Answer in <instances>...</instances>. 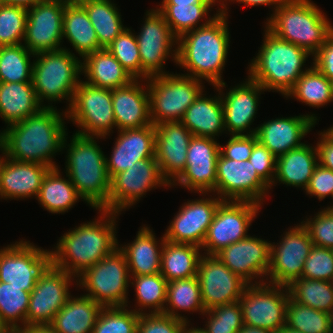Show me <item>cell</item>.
I'll return each instance as SVG.
<instances>
[{
	"mask_svg": "<svg viewBox=\"0 0 333 333\" xmlns=\"http://www.w3.org/2000/svg\"><path fill=\"white\" fill-rule=\"evenodd\" d=\"M61 111L57 106L43 107L38 113L6 126L0 131V152L11 160L59 168L53 159L63 151L68 133L66 110Z\"/></svg>",
	"mask_w": 333,
	"mask_h": 333,
	"instance_id": "1",
	"label": "cell"
},
{
	"mask_svg": "<svg viewBox=\"0 0 333 333\" xmlns=\"http://www.w3.org/2000/svg\"><path fill=\"white\" fill-rule=\"evenodd\" d=\"M98 218L69 229L50 249L51 264L77 277L109 255L119 245L118 213L97 210Z\"/></svg>",
	"mask_w": 333,
	"mask_h": 333,
	"instance_id": "2",
	"label": "cell"
},
{
	"mask_svg": "<svg viewBox=\"0 0 333 333\" xmlns=\"http://www.w3.org/2000/svg\"><path fill=\"white\" fill-rule=\"evenodd\" d=\"M228 15L219 12L207 25L189 31L177 39V65L190 77L212 85L224 83L231 35Z\"/></svg>",
	"mask_w": 333,
	"mask_h": 333,
	"instance_id": "3",
	"label": "cell"
},
{
	"mask_svg": "<svg viewBox=\"0 0 333 333\" xmlns=\"http://www.w3.org/2000/svg\"><path fill=\"white\" fill-rule=\"evenodd\" d=\"M67 136L68 133L62 148L67 150L65 173L75 186L77 194L83 199L82 201L87 202L95 210H106L110 177L107 172L106 155L97 143L99 138L101 140L103 137L73 133L68 143Z\"/></svg>",
	"mask_w": 333,
	"mask_h": 333,
	"instance_id": "4",
	"label": "cell"
},
{
	"mask_svg": "<svg viewBox=\"0 0 333 333\" xmlns=\"http://www.w3.org/2000/svg\"><path fill=\"white\" fill-rule=\"evenodd\" d=\"M264 32L262 45L248 64V77L265 91L278 92L285 97L309 68L304 66L312 55L295 44L279 39L266 28Z\"/></svg>",
	"mask_w": 333,
	"mask_h": 333,
	"instance_id": "5",
	"label": "cell"
},
{
	"mask_svg": "<svg viewBox=\"0 0 333 333\" xmlns=\"http://www.w3.org/2000/svg\"><path fill=\"white\" fill-rule=\"evenodd\" d=\"M269 16L264 28L312 56L333 33V23L311 0H288Z\"/></svg>",
	"mask_w": 333,
	"mask_h": 333,
	"instance_id": "6",
	"label": "cell"
},
{
	"mask_svg": "<svg viewBox=\"0 0 333 333\" xmlns=\"http://www.w3.org/2000/svg\"><path fill=\"white\" fill-rule=\"evenodd\" d=\"M64 47L33 57L32 83L36 96L44 107H53V102L58 103L65 99L68 104L65 109L67 110L81 81V58L76 57L70 48Z\"/></svg>",
	"mask_w": 333,
	"mask_h": 333,
	"instance_id": "7",
	"label": "cell"
},
{
	"mask_svg": "<svg viewBox=\"0 0 333 333\" xmlns=\"http://www.w3.org/2000/svg\"><path fill=\"white\" fill-rule=\"evenodd\" d=\"M130 274L127 259L119 246L76 277V285L102 307L128 306ZM79 285V286H78Z\"/></svg>",
	"mask_w": 333,
	"mask_h": 333,
	"instance_id": "8",
	"label": "cell"
},
{
	"mask_svg": "<svg viewBox=\"0 0 333 333\" xmlns=\"http://www.w3.org/2000/svg\"><path fill=\"white\" fill-rule=\"evenodd\" d=\"M203 82L173 72L149 77L147 88L152 124L180 122L188 107L205 92Z\"/></svg>",
	"mask_w": 333,
	"mask_h": 333,
	"instance_id": "9",
	"label": "cell"
},
{
	"mask_svg": "<svg viewBox=\"0 0 333 333\" xmlns=\"http://www.w3.org/2000/svg\"><path fill=\"white\" fill-rule=\"evenodd\" d=\"M67 120L76 124L75 133L82 136L108 138L116 128L112 90L95 87L81 80L71 106L66 110Z\"/></svg>",
	"mask_w": 333,
	"mask_h": 333,
	"instance_id": "10",
	"label": "cell"
},
{
	"mask_svg": "<svg viewBox=\"0 0 333 333\" xmlns=\"http://www.w3.org/2000/svg\"><path fill=\"white\" fill-rule=\"evenodd\" d=\"M261 207L249 201H222L208 227L201 247L203 253L216 255L227 246L248 237L251 223L259 215Z\"/></svg>",
	"mask_w": 333,
	"mask_h": 333,
	"instance_id": "11",
	"label": "cell"
},
{
	"mask_svg": "<svg viewBox=\"0 0 333 333\" xmlns=\"http://www.w3.org/2000/svg\"><path fill=\"white\" fill-rule=\"evenodd\" d=\"M290 297L287 286L271 283L251 284L238 300L243 323L276 332L285 326L286 306Z\"/></svg>",
	"mask_w": 333,
	"mask_h": 333,
	"instance_id": "12",
	"label": "cell"
},
{
	"mask_svg": "<svg viewBox=\"0 0 333 333\" xmlns=\"http://www.w3.org/2000/svg\"><path fill=\"white\" fill-rule=\"evenodd\" d=\"M168 187L169 183L163 178L157 160L149 158L137 161L134 165L110 179L108 208L110 211L122 214L136 205L148 191L158 187Z\"/></svg>",
	"mask_w": 333,
	"mask_h": 333,
	"instance_id": "13",
	"label": "cell"
},
{
	"mask_svg": "<svg viewBox=\"0 0 333 333\" xmlns=\"http://www.w3.org/2000/svg\"><path fill=\"white\" fill-rule=\"evenodd\" d=\"M298 224L288 228L284 236H280L279 243L271 242L266 283L289 286L295 279L301 278L313 243L305 226L301 222Z\"/></svg>",
	"mask_w": 333,
	"mask_h": 333,
	"instance_id": "14",
	"label": "cell"
},
{
	"mask_svg": "<svg viewBox=\"0 0 333 333\" xmlns=\"http://www.w3.org/2000/svg\"><path fill=\"white\" fill-rule=\"evenodd\" d=\"M145 15L140 32L135 33L141 68L150 77L169 73L165 71V63L170 57L171 61L177 63V38L157 9L147 10Z\"/></svg>",
	"mask_w": 333,
	"mask_h": 333,
	"instance_id": "15",
	"label": "cell"
},
{
	"mask_svg": "<svg viewBox=\"0 0 333 333\" xmlns=\"http://www.w3.org/2000/svg\"><path fill=\"white\" fill-rule=\"evenodd\" d=\"M51 264L48 249L21 239L0 248V282L24 287L31 292L39 276Z\"/></svg>",
	"mask_w": 333,
	"mask_h": 333,
	"instance_id": "16",
	"label": "cell"
},
{
	"mask_svg": "<svg viewBox=\"0 0 333 333\" xmlns=\"http://www.w3.org/2000/svg\"><path fill=\"white\" fill-rule=\"evenodd\" d=\"M271 187L249 160L236 161L221 153L217 160L216 195L223 201H249L263 205Z\"/></svg>",
	"mask_w": 333,
	"mask_h": 333,
	"instance_id": "17",
	"label": "cell"
},
{
	"mask_svg": "<svg viewBox=\"0 0 333 333\" xmlns=\"http://www.w3.org/2000/svg\"><path fill=\"white\" fill-rule=\"evenodd\" d=\"M76 277L50 264L39 276L30 292L26 327L50 325L56 313L66 304Z\"/></svg>",
	"mask_w": 333,
	"mask_h": 333,
	"instance_id": "18",
	"label": "cell"
},
{
	"mask_svg": "<svg viewBox=\"0 0 333 333\" xmlns=\"http://www.w3.org/2000/svg\"><path fill=\"white\" fill-rule=\"evenodd\" d=\"M64 11L65 0H46L28 8L24 47L34 55L64 48Z\"/></svg>",
	"mask_w": 333,
	"mask_h": 333,
	"instance_id": "19",
	"label": "cell"
},
{
	"mask_svg": "<svg viewBox=\"0 0 333 333\" xmlns=\"http://www.w3.org/2000/svg\"><path fill=\"white\" fill-rule=\"evenodd\" d=\"M219 153L220 143L216 139L193 136L186 154V167L170 187L178 185L200 195L215 194Z\"/></svg>",
	"mask_w": 333,
	"mask_h": 333,
	"instance_id": "20",
	"label": "cell"
},
{
	"mask_svg": "<svg viewBox=\"0 0 333 333\" xmlns=\"http://www.w3.org/2000/svg\"><path fill=\"white\" fill-rule=\"evenodd\" d=\"M227 83L217 84L220 97L223 103L224 126L228 135H254L256 129L250 125L253 124L261 98L260 94L265 89L257 82L251 80L248 76L235 87H231L223 92ZM251 128V129H250Z\"/></svg>",
	"mask_w": 333,
	"mask_h": 333,
	"instance_id": "21",
	"label": "cell"
},
{
	"mask_svg": "<svg viewBox=\"0 0 333 333\" xmlns=\"http://www.w3.org/2000/svg\"><path fill=\"white\" fill-rule=\"evenodd\" d=\"M212 195L207 193L210 197L205 198L206 193H202L203 198L184 202L165 230V240L201 248L215 211L223 201L216 194Z\"/></svg>",
	"mask_w": 333,
	"mask_h": 333,
	"instance_id": "22",
	"label": "cell"
},
{
	"mask_svg": "<svg viewBox=\"0 0 333 333\" xmlns=\"http://www.w3.org/2000/svg\"><path fill=\"white\" fill-rule=\"evenodd\" d=\"M197 277L205 310L236 302L248 285L216 255L202 254Z\"/></svg>",
	"mask_w": 333,
	"mask_h": 333,
	"instance_id": "23",
	"label": "cell"
},
{
	"mask_svg": "<svg viewBox=\"0 0 333 333\" xmlns=\"http://www.w3.org/2000/svg\"><path fill=\"white\" fill-rule=\"evenodd\" d=\"M270 251V241L249 234L248 237L222 249L216 256L233 273L251 285L266 282L270 267Z\"/></svg>",
	"mask_w": 333,
	"mask_h": 333,
	"instance_id": "24",
	"label": "cell"
},
{
	"mask_svg": "<svg viewBox=\"0 0 333 333\" xmlns=\"http://www.w3.org/2000/svg\"><path fill=\"white\" fill-rule=\"evenodd\" d=\"M155 159L163 178L171 185L186 167V154L193 134L181 122L155 126Z\"/></svg>",
	"mask_w": 333,
	"mask_h": 333,
	"instance_id": "25",
	"label": "cell"
},
{
	"mask_svg": "<svg viewBox=\"0 0 333 333\" xmlns=\"http://www.w3.org/2000/svg\"><path fill=\"white\" fill-rule=\"evenodd\" d=\"M316 114L277 117L261 123L256 129L257 141L278 158L290 150L305 144L301 142L317 124Z\"/></svg>",
	"mask_w": 333,
	"mask_h": 333,
	"instance_id": "26",
	"label": "cell"
},
{
	"mask_svg": "<svg viewBox=\"0 0 333 333\" xmlns=\"http://www.w3.org/2000/svg\"><path fill=\"white\" fill-rule=\"evenodd\" d=\"M0 156V197L24 200L38 196L42 182L51 167L39 163L20 162Z\"/></svg>",
	"mask_w": 333,
	"mask_h": 333,
	"instance_id": "27",
	"label": "cell"
},
{
	"mask_svg": "<svg viewBox=\"0 0 333 333\" xmlns=\"http://www.w3.org/2000/svg\"><path fill=\"white\" fill-rule=\"evenodd\" d=\"M112 154L106 156L110 179L119 172L131 168L140 160L155 158V126L117 131Z\"/></svg>",
	"mask_w": 333,
	"mask_h": 333,
	"instance_id": "28",
	"label": "cell"
},
{
	"mask_svg": "<svg viewBox=\"0 0 333 333\" xmlns=\"http://www.w3.org/2000/svg\"><path fill=\"white\" fill-rule=\"evenodd\" d=\"M112 104L116 130L139 129L152 124L147 80L135 79L113 89Z\"/></svg>",
	"mask_w": 333,
	"mask_h": 333,
	"instance_id": "29",
	"label": "cell"
},
{
	"mask_svg": "<svg viewBox=\"0 0 333 333\" xmlns=\"http://www.w3.org/2000/svg\"><path fill=\"white\" fill-rule=\"evenodd\" d=\"M133 240L131 243L118 245L127 259L130 277L160 273L164 235L160 238L161 241L157 240L153 230L144 224Z\"/></svg>",
	"mask_w": 333,
	"mask_h": 333,
	"instance_id": "30",
	"label": "cell"
},
{
	"mask_svg": "<svg viewBox=\"0 0 333 333\" xmlns=\"http://www.w3.org/2000/svg\"><path fill=\"white\" fill-rule=\"evenodd\" d=\"M215 88L216 95L207 96L203 92L185 111L181 123L184 124L193 136L209 137L217 140L219 135L226 133L224 126L223 103L219 90Z\"/></svg>",
	"mask_w": 333,
	"mask_h": 333,
	"instance_id": "31",
	"label": "cell"
},
{
	"mask_svg": "<svg viewBox=\"0 0 333 333\" xmlns=\"http://www.w3.org/2000/svg\"><path fill=\"white\" fill-rule=\"evenodd\" d=\"M318 165V152L316 145L304 144L297 149H293L276 158V174L273 184L277 183L301 188H307L310 178Z\"/></svg>",
	"mask_w": 333,
	"mask_h": 333,
	"instance_id": "32",
	"label": "cell"
},
{
	"mask_svg": "<svg viewBox=\"0 0 333 333\" xmlns=\"http://www.w3.org/2000/svg\"><path fill=\"white\" fill-rule=\"evenodd\" d=\"M43 107L32 82H0V118L7 126L38 113Z\"/></svg>",
	"mask_w": 333,
	"mask_h": 333,
	"instance_id": "33",
	"label": "cell"
},
{
	"mask_svg": "<svg viewBox=\"0 0 333 333\" xmlns=\"http://www.w3.org/2000/svg\"><path fill=\"white\" fill-rule=\"evenodd\" d=\"M102 308L89 296L71 294L49 326L56 333H92Z\"/></svg>",
	"mask_w": 333,
	"mask_h": 333,
	"instance_id": "34",
	"label": "cell"
},
{
	"mask_svg": "<svg viewBox=\"0 0 333 333\" xmlns=\"http://www.w3.org/2000/svg\"><path fill=\"white\" fill-rule=\"evenodd\" d=\"M82 73L86 83L110 90L126 86L135 80L106 48L82 59Z\"/></svg>",
	"mask_w": 333,
	"mask_h": 333,
	"instance_id": "35",
	"label": "cell"
},
{
	"mask_svg": "<svg viewBox=\"0 0 333 333\" xmlns=\"http://www.w3.org/2000/svg\"><path fill=\"white\" fill-rule=\"evenodd\" d=\"M62 26L63 39H67L81 59L102 49L88 14L78 1H65Z\"/></svg>",
	"mask_w": 333,
	"mask_h": 333,
	"instance_id": "36",
	"label": "cell"
},
{
	"mask_svg": "<svg viewBox=\"0 0 333 333\" xmlns=\"http://www.w3.org/2000/svg\"><path fill=\"white\" fill-rule=\"evenodd\" d=\"M60 170L54 167L47 172L36 197L40 206L52 214L68 212L79 199L82 200L70 178L67 174L66 178L62 177Z\"/></svg>",
	"mask_w": 333,
	"mask_h": 333,
	"instance_id": "37",
	"label": "cell"
},
{
	"mask_svg": "<svg viewBox=\"0 0 333 333\" xmlns=\"http://www.w3.org/2000/svg\"><path fill=\"white\" fill-rule=\"evenodd\" d=\"M202 254L198 246L165 240L161 253L160 273L167 282L197 276Z\"/></svg>",
	"mask_w": 333,
	"mask_h": 333,
	"instance_id": "38",
	"label": "cell"
},
{
	"mask_svg": "<svg viewBox=\"0 0 333 333\" xmlns=\"http://www.w3.org/2000/svg\"><path fill=\"white\" fill-rule=\"evenodd\" d=\"M213 6L212 3L190 5L159 4L156 9L163 15L164 20L169 24L172 34L178 39L183 34L207 25L214 19L220 11L217 9L216 14L214 12L213 16L210 15ZM203 20L204 22H202Z\"/></svg>",
	"mask_w": 333,
	"mask_h": 333,
	"instance_id": "39",
	"label": "cell"
},
{
	"mask_svg": "<svg viewBox=\"0 0 333 333\" xmlns=\"http://www.w3.org/2000/svg\"><path fill=\"white\" fill-rule=\"evenodd\" d=\"M95 29L99 45L107 48L126 28L114 0H79Z\"/></svg>",
	"mask_w": 333,
	"mask_h": 333,
	"instance_id": "40",
	"label": "cell"
},
{
	"mask_svg": "<svg viewBox=\"0 0 333 333\" xmlns=\"http://www.w3.org/2000/svg\"><path fill=\"white\" fill-rule=\"evenodd\" d=\"M184 312H199L200 315L206 311L201 298L200 284L197 276L187 279H176L168 282L167 298L163 314L190 322ZM180 311V313L178 312Z\"/></svg>",
	"mask_w": 333,
	"mask_h": 333,
	"instance_id": "41",
	"label": "cell"
},
{
	"mask_svg": "<svg viewBox=\"0 0 333 333\" xmlns=\"http://www.w3.org/2000/svg\"><path fill=\"white\" fill-rule=\"evenodd\" d=\"M285 98H295L310 107H324L333 102L332 81L311 62L309 68L297 80Z\"/></svg>",
	"mask_w": 333,
	"mask_h": 333,
	"instance_id": "42",
	"label": "cell"
},
{
	"mask_svg": "<svg viewBox=\"0 0 333 333\" xmlns=\"http://www.w3.org/2000/svg\"><path fill=\"white\" fill-rule=\"evenodd\" d=\"M167 285L168 282L161 273L131 276L130 286H133L135 300H137L134 305L135 309L132 310L138 314L163 313L166 305Z\"/></svg>",
	"mask_w": 333,
	"mask_h": 333,
	"instance_id": "43",
	"label": "cell"
},
{
	"mask_svg": "<svg viewBox=\"0 0 333 333\" xmlns=\"http://www.w3.org/2000/svg\"><path fill=\"white\" fill-rule=\"evenodd\" d=\"M287 287L295 302L327 313L332 311L333 282L301 277Z\"/></svg>",
	"mask_w": 333,
	"mask_h": 333,
	"instance_id": "44",
	"label": "cell"
},
{
	"mask_svg": "<svg viewBox=\"0 0 333 333\" xmlns=\"http://www.w3.org/2000/svg\"><path fill=\"white\" fill-rule=\"evenodd\" d=\"M29 298L24 287L0 282V319L10 330L26 328Z\"/></svg>",
	"mask_w": 333,
	"mask_h": 333,
	"instance_id": "45",
	"label": "cell"
},
{
	"mask_svg": "<svg viewBox=\"0 0 333 333\" xmlns=\"http://www.w3.org/2000/svg\"><path fill=\"white\" fill-rule=\"evenodd\" d=\"M34 56L23 44L0 47V82H32Z\"/></svg>",
	"mask_w": 333,
	"mask_h": 333,
	"instance_id": "46",
	"label": "cell"
},
{
	"mask_svg": "<svg viewBox=\"0 0 333 333\" xmlns=\"http://www.w3.org/2000/svg\"><path fill=\"white\" fill-rule=\"evenodd\" d=\"M285 325L303 333H330V314L299 304L289 297Z\"/></svg>",
	"mask_w": 333,
	"mask_h": 333,
	"instance_id": "47",
	"label": "cell"
},
{
	"mask_svg": "<svg viewBox=\"0 0 333 333\" xmlns=\"http://www.w3.org/2000/svg\"><path fill=\"white\" fill-rule=\"evenodd\" d=\"M106 49L134 79L147 80L150 77L141 68L136 34L131 27H126Z\"/></svg>",
	"mask_w": 333,
	"mask_h": 333,
	"instance_id": "48",
	"label": "cell"
},
{
	"mask_svg": "<svg viewBox=\"0 0 333 333\" xmlns=\"http://www.w3.org/2000/svg\"><path fill=\"white\" fill-rule=\"evenodd\" d=\"M139 315L125 307H103L92 333H136Z\"/></svg>",
	"mask_w": 333,
	"mask_h": 333,
	"instance_id": "49",
	"label": "cell"
},
{
	"mask_svg": "<svg viewBox=\"0 0 333 333\" xmlns=\"http://www.w3.org/2000/svg\"><path fill=\"white\" fill-rule=\"evenodd\" d=\"M207 317L206 333H238L243 327V315L239 302L215 306L203 313Z\"/></svg>",
	"mask_w": 333,
	"mask_h": 333,
	"instance_id": "50",
	"label": "cell"
},
{
	"mask_svg": "<svg viewBox=\"0 0 333 333\" xmlns=\"http://www.w3.org/2000/svg\"><path fill=\"white\" fill-rule=\"evenodd\" d=\"M27 9L0 3V47L23 44Z\"/></svg>",
	"mask_w": 333,
	"mask_h": 333,
	"instance_id": "51",
	"label": "cell"
},
{
	"mask_svg": "<svg viewBox=\"0 0 333 333\" xmlns=\"http://www.w3.org/2000/svg\"><path fill=\"white\" fill-rule=\"evenodd\" d=\"M314 214L299 222L309 232L313 245L333 249V209L324 207Z\"/></svg>",
	"mask_w": 333,
	"mask_h": 333,
	"instance_id": "52",
	"label": "cell"
},
{
	"mask_svg": "<svg viewBox=\"0 0 333 333\" xmlns=\"http://www.w3.org/2000/svg\"><path fill=\"white\" fill-rule=\"evenodd\" d=\"M301 277L333 282V251L332 249L313 245L304 262Z\"/></svg>",
	"mask_w": 333,
	"mask_h": 333,
	"instance_id": "53",
	"label": "cell"
},
{
	"mask_svg": "<svg viewBox=\"0 0 333 333\" xmlns=\"http://www.w3.org/2000/svg\"><path fill=\"white\" fill-rule=\"evenodd\" d=\"M186 323L163 313L140 314L136 333H182Z\"/></svg>",
	"mask_w": 333,
	"mask_h": 333,
	"instance_id": "54",
	"label": "cell"
},
{
	"mask_svg": "<svg viewBox=\"0 0 333 333\" xmlns=\"http://www.w3.org/2000/svg\"><path fill=\"white\" fill-rule=\"evenodd\" d=\"M249 161L257 174L271 186L276 174V157L273 153L257 142L253 147Z\"/></svg>",
	"mask_w": 333,
	"mask_h": 333,
	"instance_id": "55",
	"label": "cell"
},
{
	"mask_svg": "<svg viewBox=\"0 0 333 333\" xmlns=\"http://www.w3.org/2000/svg\"><path fill=\"white\" fill-rule=\"evenodd\" d=\"M256 135H230L225 145L220 144V153L227 159L236 161L249 160L254 145L257 143Z\"/></svg>",
	"mask_w": 333,
	"mask_h": 333,
	"instance_id": "56",
	"label": "cell"
},
{
	"mask_svg": "<svg viewBox=\"0 0 333 333\" xmlns=\"http://www.w3.org/2000/svg\"><path fill=\"white\" fill-rule=\"evenodd\" d=\"M304 192L319 201L326 197L333 199V171L318 163Z\"/></svg>",
	"mask_w": 333,
	"mask_h": 333,
	"instance_id": "57",
	"label": "cell"
},
{
	"mask_svg": "<svg viewBox=\"0 0 333 333\" xmlns=\"http://www.w3.org/2000/svg\"><path fill=\"white\" fill-rule=\"evenodd\" d=\"M312 57V64L330 81H333V33Z\"/></svg>",
	"mask_w": 333,
	"mask_h": 333,
	"instance_id": "58",
	"label": "cell"
},
{
	"mask_svg": "<svg viewBox=\"0 0 333 333\" xmlns=\"http://www.w3.org/2000/svg\"><path fill=\"white\" fill-rule=\"evenodd\" d=\"M318 136L319 140L316 143L318 163L333 171V125L319 132Z\"/></svg>",
	"mask_w": 333,
	"mask_h": 333,
	"instance_id": "59",
	"label": "cell"
},
{
	"mask_svg": "<svg viewBox=\"0 0 333 333\" xmlns=\"http://www.w3.org/2000/svg\"><path fill=\"white\" fill-rule=\"evenodd\" d=\"M231 2L238 4H244L245 6L254 7V6H271L272 12L277 10L282 4L286 3L288 0H230Z\"/></svg>",
	"mask_w": 333,
	"mask_h": 333,
	"instance_id": "60",
	"label": "cell"
},
{
	"mask_svg": "<svg viewBox=\"0 0 333 333\" xmlns=\"http://www.w3.org/2000/svg\"><path fill=\"white\" fill-rule=\"evenodd\" d=\"M44 1L46 0H0V3L5 5L21 6L28 9L35 6L37 3Z\"/></svg>",
	"mask_w": 333,
	"mask_h": 333,
	"instance_id": "61",
	"label": "cell"
},
{
	"mask_svg": "<svg viewBox=\"0 0 333 333\" xmlns=\"http://www.w3.org/2000/svg\"><path fill=\"white\" fill-rule=\"evenodd\" d=\"M22 330L25 333H56L49 325L29 326Z\"/></svg>",
	"mask_w": 333,
	"mask_h": 333,
	"instance_id": "62",
	"label": "cell"
},
{
	"mask_svg": "<svg viewBox=\"0 0 333 333\" xmlns=\"http://www.w3.org/2000/svg\"><path fill=\"white\" fill-rule=\"evenodd\" d=\"M196 3H211L209 0H162L160 4L190 5Z\"/></svg>",
	"mask_w": 333,
	"mask_h": 333,
	"instance_id": "63",
	"label": "cell"
},
{
	"mask_svg": "<svg viewBox=\"0 0 333 333\" xmlns=\"http://www.w3.org/2000/svg\"><path fill=\"white\" fill-rule=\"evenodd\" d=\"M238 333H275V332L265 328L251 327L244 324Z\"/></svg>",
	"mask_w": 333,
	"mask_h": 333,
	"instance_id": "64",
	"label": "cell"
},
{
	"mask_svg": "<svg viewBox=\"0 0 333 333\" xmlns=\"http://www.w3.org/2000/svg\"><path fill=\"white\" fill-rule=\"evenodd\" d=\"M213 5H214V7L216 6V5H218V6H220V7H218L217 6V8H218V10L220 11V12H222V13H224V14H226V15H228L229 16V7H227V6H229V5H227L228 3L227 2H229L230 3V0H209ZM217 4H216V3ZM219 3V4H218Z\"/></svg>",
	"mask_w": 333,
	"mask_h": 333,
	"instance_id": "65",
	"label": "cell"
},
{
	"mask_svg": "<svg viewBox=\"0 0 333 333\" xmlns=\"http://www.w3.org/2000/svg\"><path fill=\"white\" fill-rule=\"evenodd\" d=\"M190 325H192V324L187 322L184 326V329H183L182 333H206L201 327L197 326V328H196V326L192 327Z\"/></svg>",
	"mask_w": 333,
	"mask_h": 333,
	"instance_id": "66",
	"label": "cell"
},
{
	"mask_svg": "<svg viewBox=\"0 0 333 333\" xmlns=\"http://www.w3.org/2000/svg\"><path fill=\"white\" fill-rule=\"evenodd\" d=\"M275 333H303L299 330L289 328L286 325L282 326L279 330H277Z\"/></svg>",
	"mask_w": 333,
	"mask_h": 333,
	"instance_id": "67",
	"label": "cell"
},
{
	"mask_svg": "<svg viewBox=\"0 0 333 333\" xmlns=\"http://www.w3.org/2000/svg\"><path fill=\"white\" fill-rule=\"evenodd\" d=\"M10 329L0 319V333H7Z\"/></svg>",
	"mask_w": 333,
	"mask_h": 333,
	"instance_id": "68",
	"label": "cell"
},
{
	"mask_svg": "<svg viewBox=\"0 0 333 333\" xmlns=\"http://www.w3.org/2000/svg\"><path fill=\"white\" fill-rule=\"evenodd\" d=\"M330 314V333H333V309Z\"/></svg>",
	"mask_w": 333,
	"mask_h": 333,
	"instance_id": "69",
	"label": "cell"
},
{
	"mask_svg": "<svg viewBox=\"0 0 333 333\" xmlns=\"http://www.w3.org/2000/svg\"><path fill=\"white\" fill-rule=\"evenodd\" d=\"M7 333H25L22 329L9 330Z\"/></svg>",
	"mask_w": 333,
	"mask_h": 333,
	"instance_id": "70",
	"label": "cell"
},
{
	"mask_svg": "<svg viewBox=\"0 0 333 333\" xmlns=\"http://www.w3.org/2000/svg\"><path fill=\"white\" fill-rule=\"evenodd\" d=\"M65 1H68V2H75V1H79V0H65Z\"/></svg>",
	"mask_w": 333,
	"mask_h": 333,
	"instance_id": "71",
	"label": "cell"
},
{
	"mask_svg": "<svg viewBox=\"0 0 333 333\" xmlns=\"http://www.w3.org/2000/svg\"><path fill=\"white\" fill-rule=\"evenodd\" d=\"M327 207L333 209V204H332V206L330 205V206H327Z\"/></svg>",
	"mask_w": 333,
	"mask_h": 333,
	"instance_id": "72",
	"label": "cell"
}]
</instances>
